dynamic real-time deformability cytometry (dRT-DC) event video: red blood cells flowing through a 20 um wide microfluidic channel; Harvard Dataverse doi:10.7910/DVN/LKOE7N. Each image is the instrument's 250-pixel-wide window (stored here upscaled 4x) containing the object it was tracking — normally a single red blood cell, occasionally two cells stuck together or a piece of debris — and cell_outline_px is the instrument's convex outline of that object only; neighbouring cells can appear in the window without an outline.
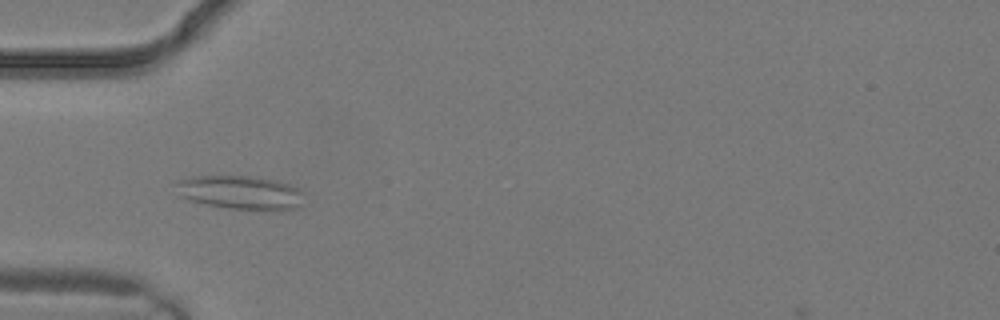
{"species": "common noctule bat (a hibernating species)", "species_latin": "Nyctalus noctula", "temperature_condition": "warm", "stored_images_in_passage": 3, "camera_frame_rate_fps": 3000, "um_per_image_px": 0.085, "animal": {"sex": "male", "body_mass_g": 19.2, "forearm_length_mm": 51.8}, "frame": {"image": 1, "passage_image": 3, "time_ms": 0.667, "image_size_px": [1000, 320], "cell_outline_px": [[304, 192], [300, 204], [296, 208], [280, 212], [264, 212], [232, 208], [208, 204], [188, 200], [180, 196], [176, 184], [176, 180], [188, 176], [252, 176], [276, 180], [300, 188]], "centroid_in_image_um": [20.49, 16.38], "position_along_channel_um": 64.5, "area_um2": 25.78}}